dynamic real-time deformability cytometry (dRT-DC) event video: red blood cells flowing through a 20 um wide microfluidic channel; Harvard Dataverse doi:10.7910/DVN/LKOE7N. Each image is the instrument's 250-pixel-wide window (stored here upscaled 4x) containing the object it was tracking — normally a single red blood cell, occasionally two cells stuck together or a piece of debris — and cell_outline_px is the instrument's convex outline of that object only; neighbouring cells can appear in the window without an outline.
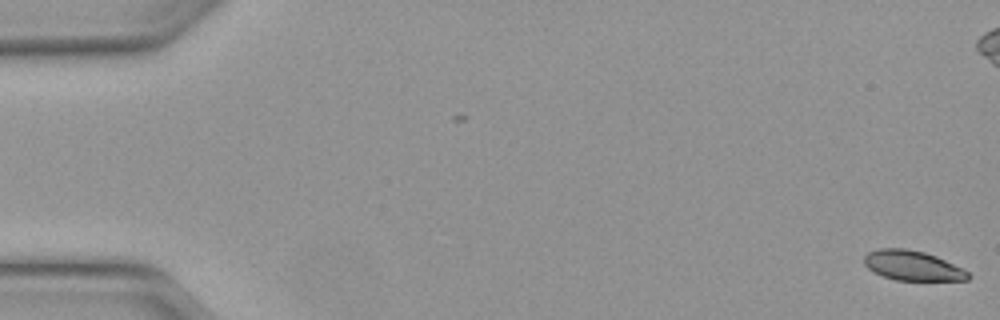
{"species": "Egyptian fruit bat (a non-hibernating species)", "species_latin": "Rousettus aegyptiacus", "temperature_condition": "warm", "stored_images_in_passage": 51, "camera_frame_rate_fps": 3000, "um_per_image_px": 0.085, "animal": {"sex": "female"}, "frame": {"image": 1, "passage_image": 1, "time_ms": 0.0, "image_size_px": [1000, 320], "cell_outline_px": [[972, 276], [968, 280], [896, 280], [884, 276], [868, 268], [864, 264], [864, 256], [868, 252], [880, 248], [904, 248], [924, 252], [936, 256], [968, 272]], "centroid_in_image_um": [77.55, 22.57], "position_along_channel_um": 7.5, "area_um2": 17.8}}
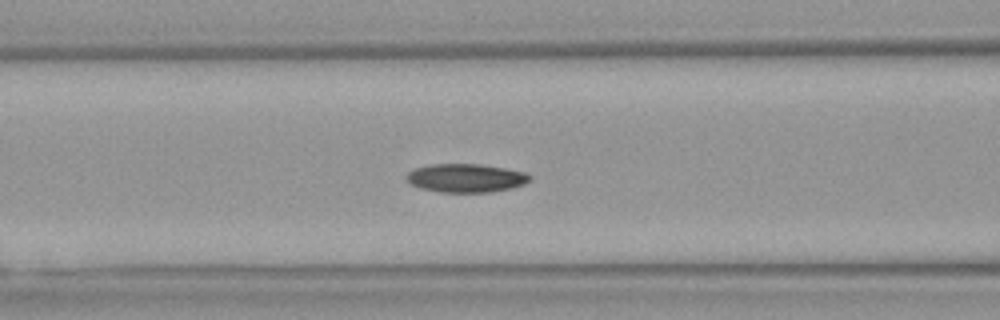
{"frame": {"image": 2, "passage_image": 21, "time_ms": 6.667, "image_size_px": [1000, 320], "cell_outline_px": [[532, 180], [524, 184], [512, 188], [492, 192], [440, 192], [420, 188], [408, 184], [404, 180], [404, 176], [408, 172], [416, 168], [428, 164], [480, 164], [504, 168], [524, 172], [532, 176]], "centroid_in_image_um": [39.56, 15.13], "position_along_channel_um": 127.0, "area_um2": 20.81}}
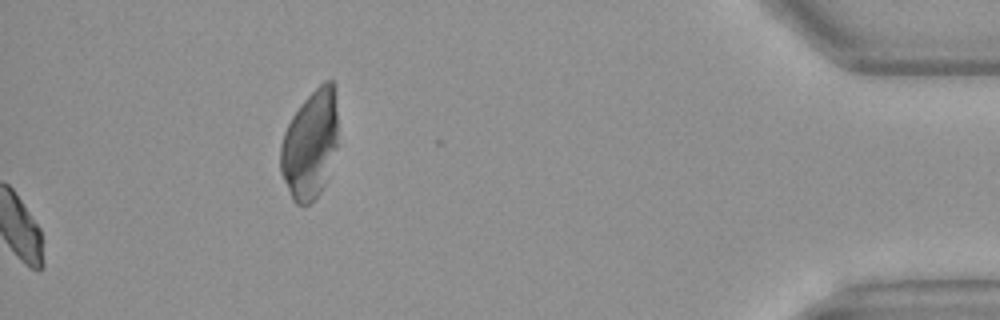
{"frame": {"image": 3, "passage_image": 51, "time_ms": 16.667, "image_size_px": [1000, 320], "cell_outline_px": [[336, 148], [324, 184], [320, 192], [308, 204], [296, 204], [292, 200], [280, 172], [280, 144], [284, 132], [292, 116], [300, 104], [324, 80], [332, 80], [336, 84]], "centroid_in_image_um": [26.34, 12.25], "position_along_channel_um": 408.9, "area_um2": 36.18}, "authors_computed_cell_mechanics": {"area_um2": 20.0566, "velocity_mm_per_s": 4.1141, "shape_relaxation_time_tau1_ms": 4.4689, "shape_relaxation_time_tau2_ms": null, "deformation_change_tau1": 0.127, "deformation_change_tau2": null}}